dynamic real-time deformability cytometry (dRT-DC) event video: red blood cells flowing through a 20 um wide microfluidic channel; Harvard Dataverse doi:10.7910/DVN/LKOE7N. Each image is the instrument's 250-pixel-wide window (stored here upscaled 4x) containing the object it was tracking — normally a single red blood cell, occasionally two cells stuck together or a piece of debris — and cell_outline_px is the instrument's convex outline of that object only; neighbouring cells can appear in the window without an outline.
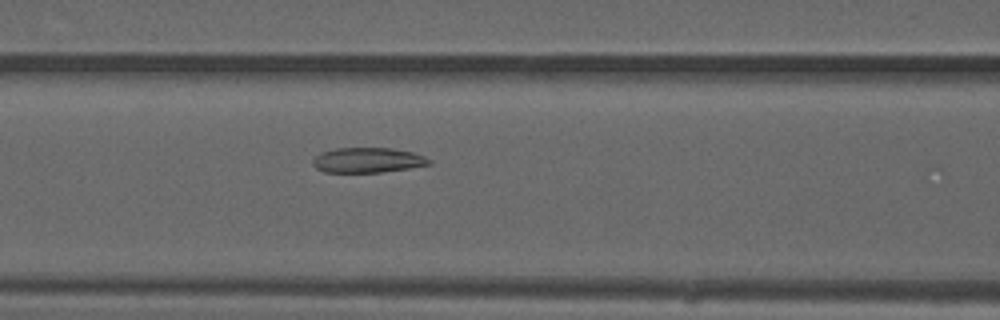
{"species": "common noctule bat (a hibernating species)", "species_latin": "Nyctalus noctula", "temperature_condition": "warm", "stored_images_in_passage": 51, "camera_frame_rate_fps": 3000, "um_per_image_px": 0.085, "animal": {"sex": "male", "forearm_length_mm": 52.5}, "frame": {"image": 1, "passage_image": 22, "time_ms": 7.0, "image_size_px": [1000, 320], "cell_outline_px": [[432, 164], [408, 168], [380, 172], [324, 172], [316, 168], [312, 164], [312, 160], [320, 152], [336, 148], [392, 148], [412, 152], [424, 156], [432, 160]], "centroid_in_image_um": [31.24, 13.61], "position_along_channel_um": 135.4, "area_um2": 16.99}}
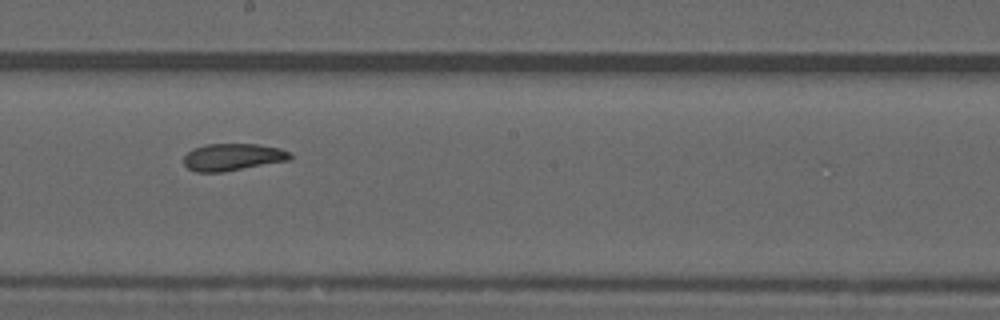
{"frame": {"image": 2, "passage_image": 29, "time_ms": 9.333, "image_size_px": [1000, 320], "cell_outline_px": [[292, 156], [288, 160], [224, 172], [196, 172], [188, 168], [184, 164], [184, 156], [192, 148], [204, 144], [256, 144], [280, 148], [292, 152]], "centroid_in_image_um": [19.76, 13.34], "position_along_channel_um": 228.4, "area_um2": 16.88}}
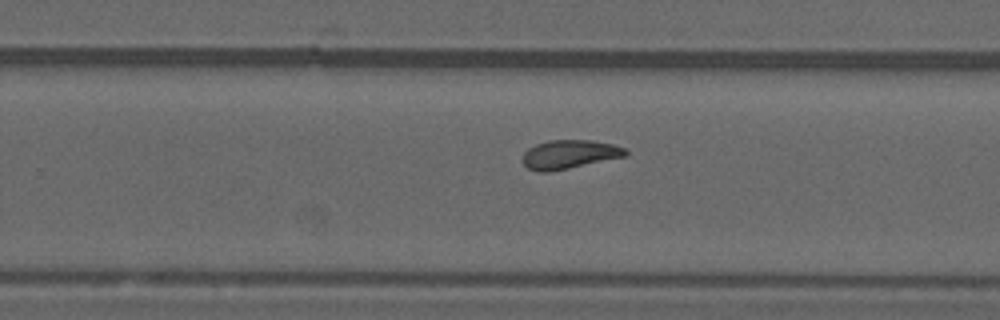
{"frame": {"image": 3, "passage_image": 33, "time_ms": 10.667, "image_size_px": [1000, 320], "cell_outline_px": [[628, 152], [624, 156], [568, 168], [548, 172], [540, 172], [528, 168], [524, 164], [524, 152], [528, 148], [536, 144], [548, 140], [592, 140], [612, 144], [624, 148]], "centroid_in_image_um": [48.37, 13.11], "position_along_channel_um": 281.4, "area_um2": 16.94}, "authors_computed_cell_mechanics": {"area_um2": 17.4556, "velocity_mm_per_s": 4.0035, "shape_relaxation_time_tau1_ms": null, "shape_relaxation_time_tau2_ms": 2.4651, "deformation_change_tau1": null, "deformation_change_tau2": 0.0867}}